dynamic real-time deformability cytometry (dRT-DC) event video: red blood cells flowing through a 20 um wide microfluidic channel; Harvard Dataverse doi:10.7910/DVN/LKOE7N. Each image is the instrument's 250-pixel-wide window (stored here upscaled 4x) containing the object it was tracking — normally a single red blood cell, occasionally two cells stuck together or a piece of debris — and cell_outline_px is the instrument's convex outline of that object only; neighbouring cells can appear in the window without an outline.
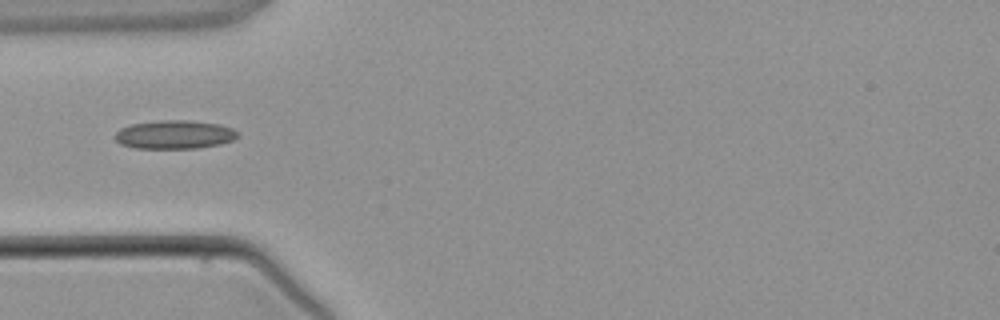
{"species": "common noctule bat (a hibernating species)", "species_latin": "Nyctalus noctula", "temperature_condition": "warm", "stored_images_in_passage": 2, "camera_frame_rate_fps": 3000, "um_per_image_px": 0.085, "animal": {"sex": "male", "body_mass_g": 21.5, "forearm_length_mm": 52.0}, "frame": {"image": 1, "passage_image": 1, "time_ms": 0.0, "image_size_px": [1000, 320], "cell_outline_px": [[236, 136], [232, 140], [220, 144], [196, 148], [136, 148], [120, 144], [112, 136], [120, 128], [132, 124], [160, 120], [188, 120], [220, 124], [232, 128], [236, 132]], "centroid_in_image_um": [14.78, 11.43], "position_along_channel_um": 70.2, "area_um2": 20.35}}
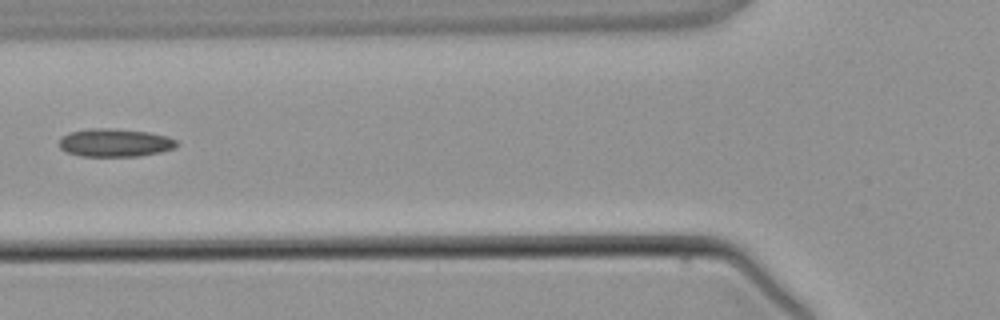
{"frame": {"image": 2, "passage_image": 2, "time_ms": 1.0, "image_size_px": [1000, 320], "cell_outline_px": [[180, 144], [176, 148], [160, 152], [140, 156], [80, 156], [64, 152], [60, 148], [60, 136], [68, 132], [88, 128], [116, 128], [148, 132], [168, 136], [176, 140]], "centroid_in_image_um": [9.76, 12.12], "position_along_channel_um": 116.0, "area_um2": 19.65}}